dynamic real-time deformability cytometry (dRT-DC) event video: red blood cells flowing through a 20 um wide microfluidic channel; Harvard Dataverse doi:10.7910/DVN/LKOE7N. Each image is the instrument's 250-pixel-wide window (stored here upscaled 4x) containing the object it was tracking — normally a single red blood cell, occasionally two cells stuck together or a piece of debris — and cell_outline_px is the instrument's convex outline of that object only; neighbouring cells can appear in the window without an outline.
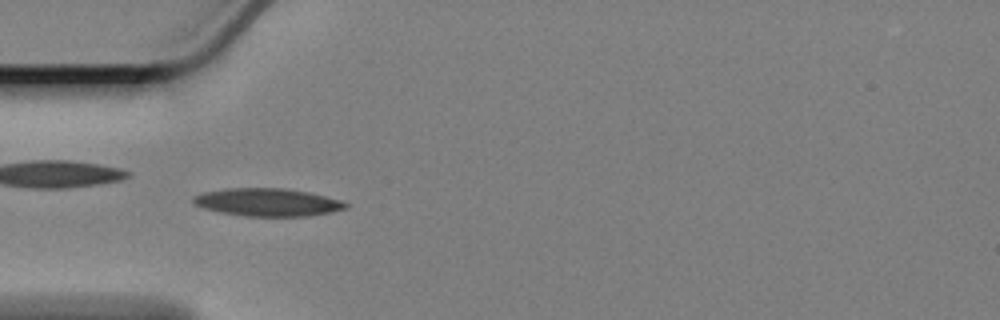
{"species": "Egyptian fruit bat (a non-hibernating species)", "species_latin": "Rousettus aegyptiacus", "temperature_condition": "cold", "stored_images_in_passage": 57, "camera_frame_rate_fps": 3000, "um_per_image_px": 0.085, "animal": {"sex": "female"}, "frame": {"image": 1, "passage_image": 16, "time_ms": 5.0, "image_size_px": [1000, 320], "cell_outline_px": [[348, 208], [332, 212], [304, 216], [244, 216], [220, 212], [204, 208], [196, 204], [192, 200], [192, 196], [204, 192], [224, 188], [284, 188], [308, 192], [340, 200], [348, 204]], "centroid_in_image_um": [22.73, 17.19], "position_along_channel_um": 62.3, "area_um2": 24.62}}
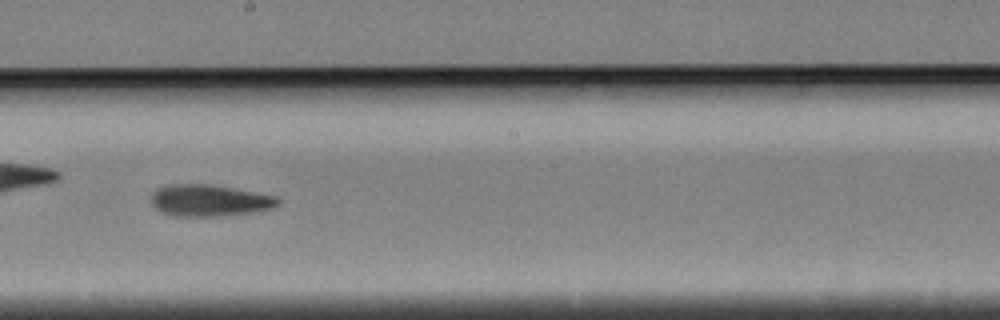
{"frame": {"image": 2, "passage_image": 31, "time_ms": 10.0, "image_size_px": [1000, 320], "cell_outline_px": [[280, 204], [276, 208], [252, 212], [220, 216], [172, 216], [160, 212], [152, 204], [152, 192], [156, 188], [172, 184], [208, 184], [232, 188], [276, 196], [280, 200]], "centroid_in_image_um": [17.8, 17.05], "position_along_channel_um": 230.4, "area_um2": 23.47}}
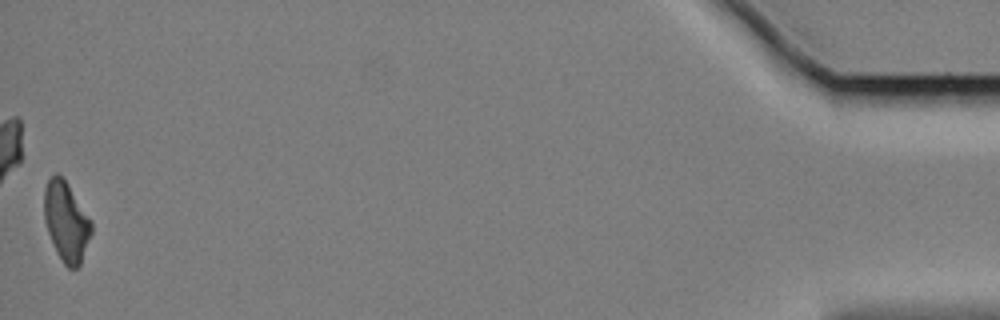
{"frame": {"image": 3, "passage_image": 57, "time_ms": 18.667, "image_size_px": [1000, 320], "cell_outline_px": [[92, 232], [80, 264], [76, 268], [68, 268], [64, 264], [48, 232], [44, 220], [44, 188], [48, 180], [56, 172], [68, 184], [92, 224]], "centroid_in_image_um": [5.61, 18.82], "position_along_channel_um": 429.6, "area_um2": 21.27}, "authors_computed_cell_mechanics": {"area_um2": 23.0622, "velocity_mm_per_s": 3.3671, "shape_relaxation_time_tau1_ms": 9.7952, "shape_relaxation_time_tau2_ms": 9.148, "deformation_change_tau1": 0.1957, "deformation_change_tau2": 0.1709}}